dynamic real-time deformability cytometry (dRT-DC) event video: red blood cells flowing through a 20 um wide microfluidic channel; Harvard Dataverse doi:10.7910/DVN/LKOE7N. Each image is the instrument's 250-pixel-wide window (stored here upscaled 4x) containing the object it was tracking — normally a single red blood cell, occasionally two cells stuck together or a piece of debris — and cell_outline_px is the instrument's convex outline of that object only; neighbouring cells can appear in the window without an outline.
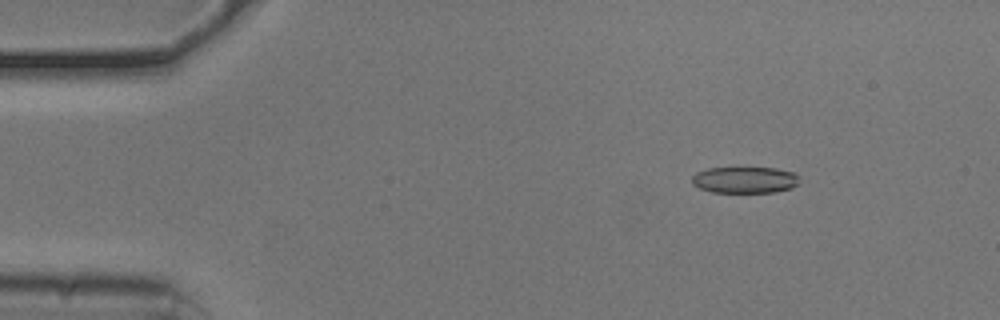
{"species": "common noctule bat (a hibernating species)", "species_latin": "Nyctalus noctula", "temperature_condition": "cold", "stored_images_in_passage": 54, "camera_frame_rate_fps": 3000, "um_per_image_px": 0.085, "animal": {"sex": "male", "body_mass_g": 20.5, "forearm_length_mm": 52.5}, "frame": {"image": 1, "passage_image": 8, "time_ms": 2.333, "image_size_px": [1000, 320], "cell_outline_px": [[800, 176], [796, 184], [792, 188], [776, 192], [712, 192], [700, 188], [692, 184], [692, 176], [696, 172], [708, 168], [776, 168], [796, 172]], "centroid_in_image_um": [63.33, 15.29], "position_along_channel_um": 21.7, "area_um2": 16.65}}
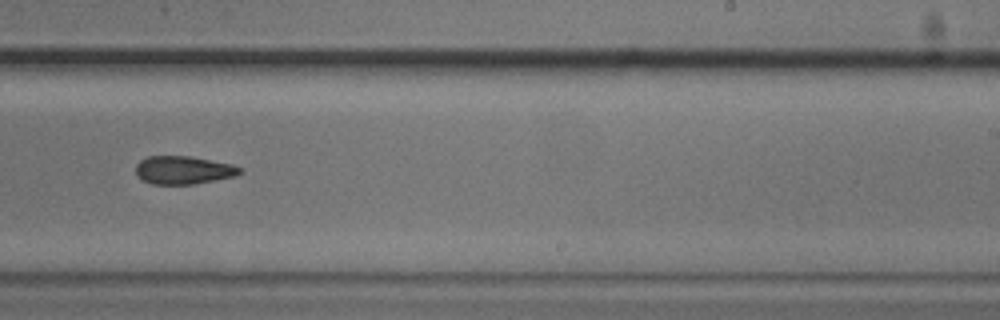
{"frame": {"image": 2, "passage_image": 34, "time_ms": 11.0, "image_size_px": [1000, 320], "cell_outline_px": [[240, 172], [236, 176], [192, 184], [152, 184], [136, 176], [136, 164], [140, 160], [148, 156], [188, 156], [232, 164], [240, 168]], "centroid_in_image_um": [15.54, 14.45], "position_along_channel_um": 273.5, "area_um2": 16.88}}
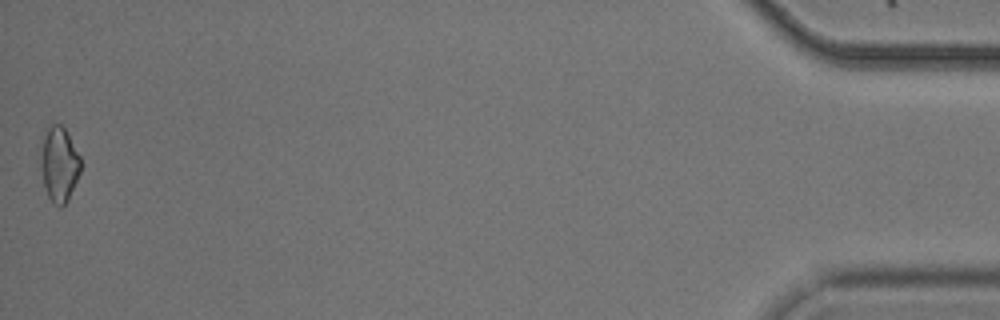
{"frame": {"image": 3, "passage_image": 54, "time_ms": 17.667, "image_size_px": [1000, 320], "cell_outline_px": [[80, 172], [68, 200], [60, 208], [48, 196], [44, 184], [40, 164], [40, 156], [44, 140], [48, 128], [52, 124], [60, 124], [64, 128], [80, 156]], "centroid_in_image_um": [5.04, 13.98], "position_along_channel_um": 430.2, "area_um2": 16.94}}